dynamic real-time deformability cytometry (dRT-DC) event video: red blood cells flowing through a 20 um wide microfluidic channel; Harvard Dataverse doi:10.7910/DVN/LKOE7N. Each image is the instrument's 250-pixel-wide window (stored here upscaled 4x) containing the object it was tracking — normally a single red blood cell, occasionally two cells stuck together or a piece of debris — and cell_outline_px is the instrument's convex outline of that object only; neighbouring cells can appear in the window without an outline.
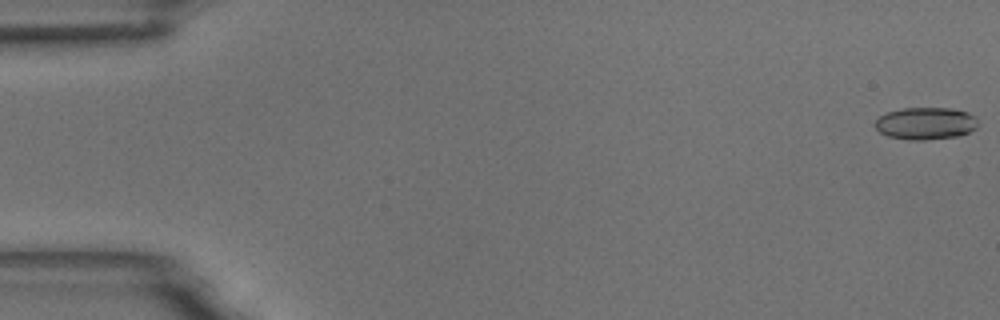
{"species": "common noctule bat (a hibernating species)", "species_latin": "Nyctalus noctula", "temperature_condition": "room temperature", "stored_images_in_passage": 59, "camera_frame_rate_fps": 3000, "um_per_image_px": 0.085, "animal": {"sex": "male", "body_mass_g": 18.8}, "frame": {"image": 1, "passage_image": 1, "time_ms": 0.0, "image_size_px": [1000, 320], "cell_outline_px": [[976, 128], [960, 136], [924, 140], [908, 140], [888, 136], [880, 132], [872, 124], [880, 116], [888, 112], [904, 108], [948, 108], [968, 112], [976, 116]], "centroid_in_image_um": [78.67, 10.49], "position_along_channel_um": 6.3, "area_um2": 19.36}}
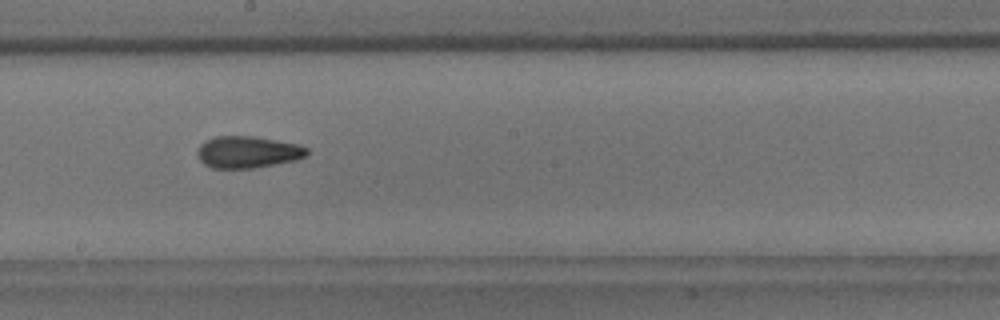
{"frame": {"image": 2, "passage_image": 33, "time_ms": 10.667, "image_size_px": [1000, 320], "cell_outline_px": [[308, 156], [296, 160], [252, 168], [212, 168], [204, 164], [200, 160], [196, 152], [200, 144], [204, 140], [216, 136], [252, 136], [300, 144], [308, 148]], "centroid_in_image_um": [21.06, 12.92], "position_along_channel_um": 227.1, "area_um2": 20.46}}
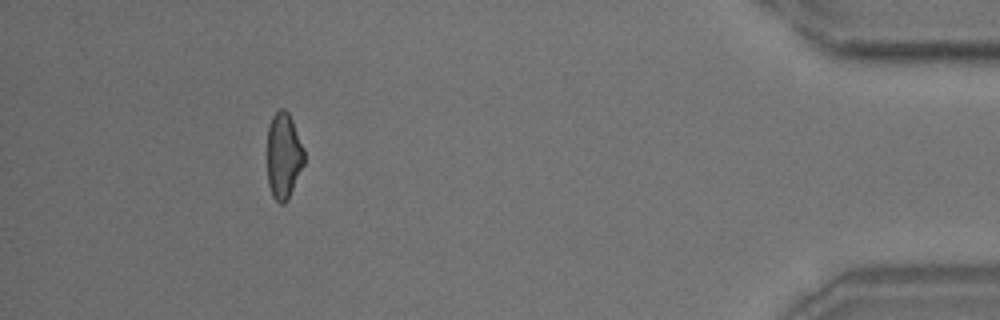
{"frame": {"image": 3, "passage_image": 54, "time_ms": 17.667, "image_size_px": [1000, 320], "cell_outline_px": [[304, 164], [288, 200], [284, 204], [280, 204], [272, 196], [268, 184], [268, 128], [272, 116], [280, 108], [284, 108], [288, 112], [292, 120], [304, 148]], "centroid_in_image_um": [24.11, 13.25], "position_along_channel_um": 411.1, "area_um2": 18.55}, "authors_computed_cell_mechanics": {"area_um2": 19.7676, "velocity_mm_per_s": 3.4583, "shape_relaxation_time_tau1_ms": null, "shape_relaxation_time_tau2_ms": 3.1165, "deformation_change_tau1": null, "deformation_change_tau2": 0.0991}}